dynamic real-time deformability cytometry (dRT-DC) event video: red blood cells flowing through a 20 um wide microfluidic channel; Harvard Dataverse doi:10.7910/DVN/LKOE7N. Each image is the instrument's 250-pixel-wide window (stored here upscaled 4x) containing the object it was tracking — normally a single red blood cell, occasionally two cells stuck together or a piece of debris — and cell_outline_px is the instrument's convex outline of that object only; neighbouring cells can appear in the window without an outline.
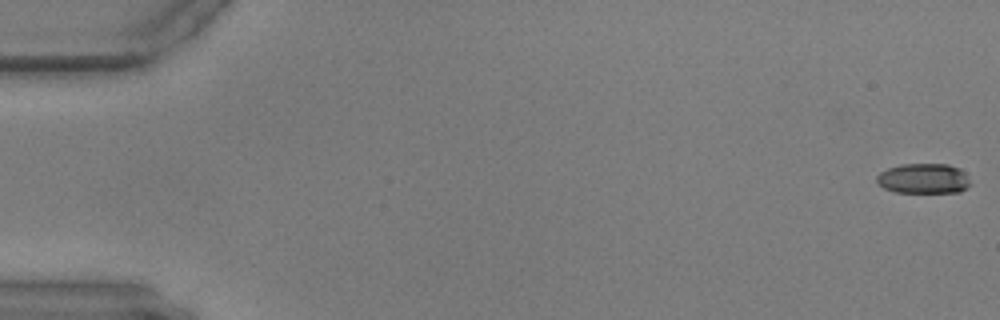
{"species": "common noctule bat (a hibernating species)", "species_latin": "Nyctalus noctula", "temperature_condition": "warm", "stored_images_in_passage": 59, "camera_frame_rate_fps": 3000, "um_per_image_px": 0.085, "animal": {"sex": "male", "body_mass_g": 17.9, "forearm_length_mm": 54.2}, "frame": {"image": 1, "passage_image": 1, "time_ms": 0.0, "image_size_px": [1000, 320], "cell_outline_px": [[972, 184], [960, 192], [896, 192], [884, 188], [876, 180], [876, 176], [880, 172], [888, 168], [900, 164], [948, 164], [960, 168], [964, 172]], "centroid_in_image_um": [78.52, 15.17], "position_along_channel_um": 6.5, "area_um2": 16.47}}
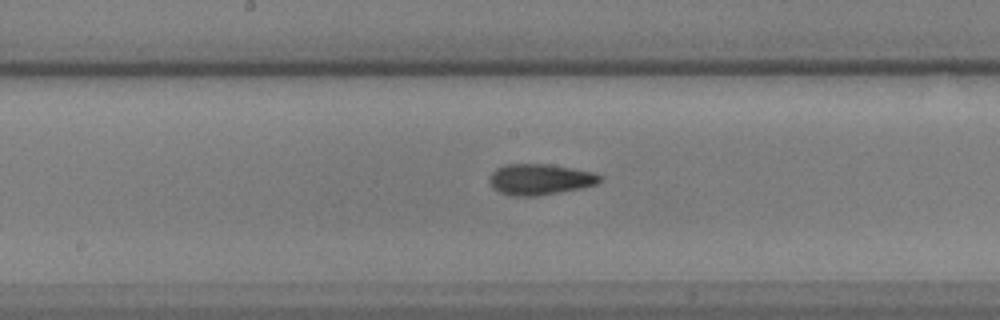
{"frame": {"image": 2, "passage_image": 31, "time_ms": 10.0, "image_size_px": [1000, 320], "cell_outline_px": [[604, 180], [596, 184], [584, 188], [536, 196], [512, 196], [500, 192], [492, 188], [488, 180], [488, 176], [496, 168], [504, 164], [548, 164], [596, 172], [604, 176]], "centroid_in_image_um": [45.92, 15.24], "position_along_channel_um": 202.3, "area_um2": 20.35}}
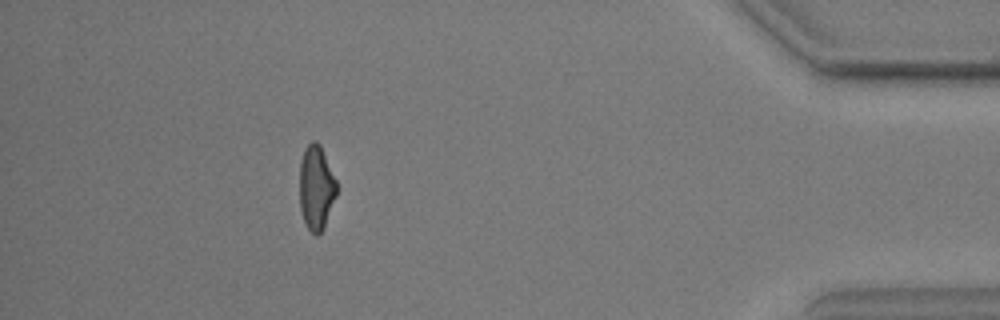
{"frame": {"image": 3, "passage_image": 53, "time_ms": 17.333, "image_size_px": [1000, 320], "cell_outline_px": [[336, 196], [324, 228], [316, 236], [308, 228], [304, 220], [300, 208], [300, 160], [304, 148], [312, 140], [316, 140], [320, 144], [336, 180]], "centroid_in_image_um": [26.87, 15.92], "position_along_channel_um": 408.3, "area_um2": 18.21}}